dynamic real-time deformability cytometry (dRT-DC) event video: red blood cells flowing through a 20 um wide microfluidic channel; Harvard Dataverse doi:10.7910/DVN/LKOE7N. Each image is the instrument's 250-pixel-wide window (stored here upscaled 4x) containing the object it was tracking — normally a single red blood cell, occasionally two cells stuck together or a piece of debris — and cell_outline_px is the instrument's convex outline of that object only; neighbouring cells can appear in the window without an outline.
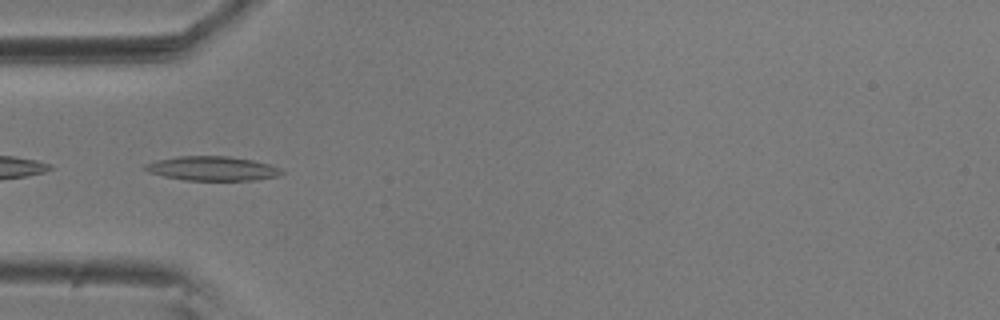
{"species": "common noctule bat (a hibernating species)", "species_latin": "Nyctalus noctula", "temperature_condition": "room temperature", "stored_images_in_passage": 39, "camera_frame_rate_fps": 3000, "um_per_image_px": 0.085, "animal": {"sex": "male", "body_mass_g": 20.5, "forearm_length_mm": 52.5}, "frame": {"image": 1, "passage_image": 1, "time_ms": 0.0, "image_size_px": [1000, 320], "cell_outline_px": [[284, 172], [276, 176], [256, 180], [184, 180], [164, 176], [148, 172], [144, 168], [144, 164], [156, 160], [176, 156], [228, 156], [252, 160], [268, 164]], "centroid_in_image_um": [17.98, 14.32], "position_along_channel_um": 67.0, "area_um2": 19.13}}
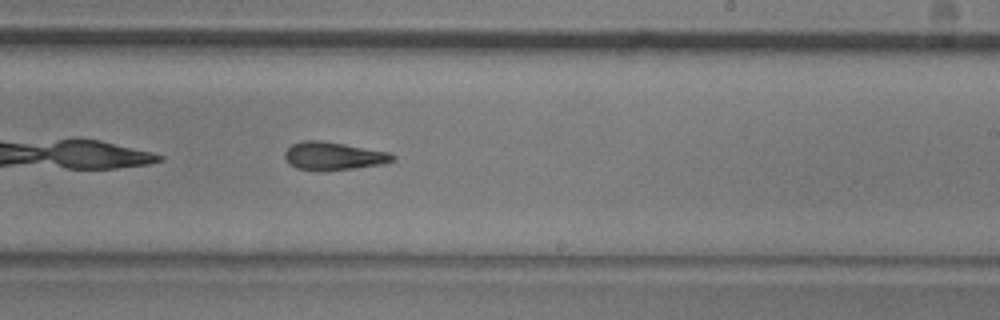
{"frame": {"image": 2, "passage_image": 17, "time_ms": 5.333, "image_size_px": [1000, 320], "cell_outline_px": [[396, 160], [384, 164], [324, 172], [320, 172], [296, 168], [288, 164], [284, 156], [284, 152], [292, 144], [304, 140], [320, 140], [344, 144], [388, 152], [396, 156]], "centroid_in_image_um": [28.32, 13.28], "position_along_channel_um": 260.7, "area_um2": 17.92}}
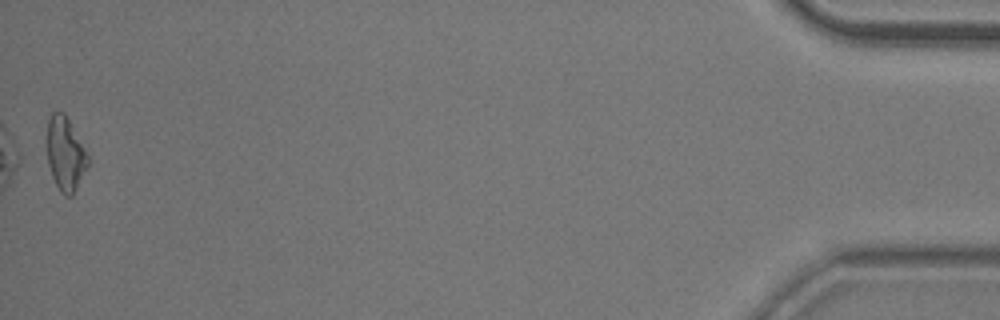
{"frame": {"image": 3, "passage_image": 39, "time_ms": 12.667, "image_size_px": [1000, 320], "cell_outline_px": [[88, 164], [72, 196], [64, 196], [60, 192], [52, 176], [48, 164], [44, 144], [48, 120], [52, 112], [64, 112], [88, 156]], "centroid_in_image_um": [5.48, 13.07], "position_along_channel_um": 429.7, "area_um2": 17.63}, "authors_computed_cell_mechanics": {"area_um2": 17.629, "velocity_mm_per_s": 3.6168, "shape_relaxation_time_tau1_ms": 6.9246, "shape_relaxation_time_tau2_ms": 9.824, "deformation_change_tau1": 0.1854, "deformation_change_tau2": 0.2218}}